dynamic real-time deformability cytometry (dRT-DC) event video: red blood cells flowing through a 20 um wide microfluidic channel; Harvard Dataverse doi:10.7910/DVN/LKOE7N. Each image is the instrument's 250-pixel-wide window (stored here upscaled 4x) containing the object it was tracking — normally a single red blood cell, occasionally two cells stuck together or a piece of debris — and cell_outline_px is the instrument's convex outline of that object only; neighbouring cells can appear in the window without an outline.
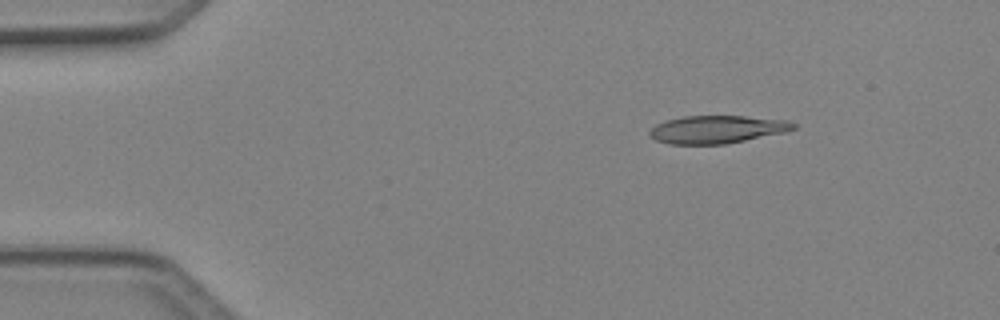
{"species": "Egyptian fruit bat (a non-hibernating species)", "species_latin": "Rousettus aegyptiacus", "temperature_condition": "cold", "stored_images_in_passage": 4, "camera_frame_rate_fps": 3000, "um_per_image_px": 0.085, "animal": {"sex": "female"}, "frame": {"image": 1, "passage_image": 2, "time_ms": 0.333, "image_size_px": [1000, 320], "cell_outline_px": [[796, 128], [784, 132], [724, 144], [672, 144], [656, 140], [648, 132], [656, 124], [668, 120], [684, 116], [744, 116], [788, 120], [796, 124]], "centroid_in_image_um": [60.96, 10.99], "position_along_channel_um": 24.0, "area_um2": 23.0}}